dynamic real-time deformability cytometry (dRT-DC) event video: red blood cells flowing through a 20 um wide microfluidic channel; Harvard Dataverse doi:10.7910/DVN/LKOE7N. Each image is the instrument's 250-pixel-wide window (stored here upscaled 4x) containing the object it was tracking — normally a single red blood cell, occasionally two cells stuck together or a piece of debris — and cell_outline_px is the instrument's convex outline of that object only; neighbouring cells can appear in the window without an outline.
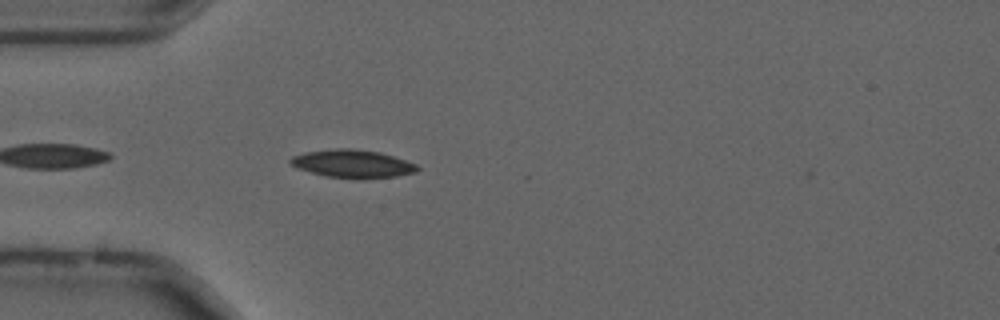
{"species": "common noctule bat (a hibernating species)", "species_latin": "Nyctalus noctula", "temperature_condition": "cold", "stored_images_in_passage": 42, "camera_frame_rate_fps": 3000, "um_per_image_px": 0.085, "animal": {"sex": "male", "forearm_length_mm": 52.5}, "frame": {"image": 1, "passage_image": 3, "time_ms": 0.667, "image_size_px": [1000, 320], "cell_outline_px": [[420, 168], [416, 172], [396, 176], [360, 180], [324, 176], [288, 164], [288, 160], [292, 156], [304, 152], [332, 148], [352, 148], [380, 152], [416, 164]], "centroid_in_image_um": [29.94, 13.92], "position_along_channel_um": 55.1, "area_um2": 20.98}}
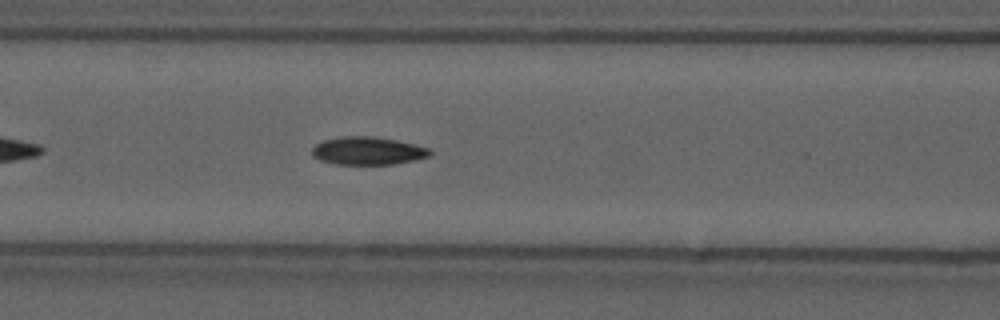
{"frame": {"image": 2, "passage_image": 10, "time_ms": 3.0, "image_size_px": [1000, 320], "cell_outline_px": [[432, 152], [428, 156], [412, 160], [392, 164], [336, 164], [320, 160], [312, 156], [312, 148], [316, 144], [324, 140], [344, 136], [372, 136], [396, 140], [428, 148]], "centroid_in_image_um": [31.21, 12.82], "position_along_channel_um": 135.4, "area_um2": 18.9}}
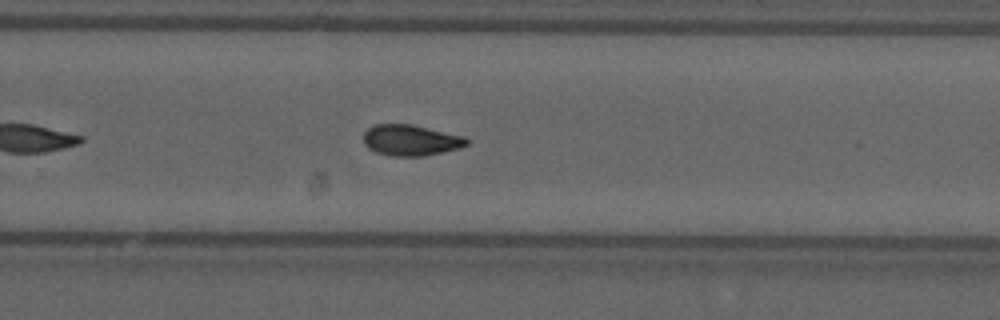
{"frame": {"image": 3, "passage_image": 23, "time_ms": 7.333, "image_size_px": [1000, 320], "cell_outline_px": [[472, 140], [468, 144], [460, 148], [444, 152], [424, 156], [392, 156], [376, 152], [368, 148], [364, 144], [364, 132], [368, 128], [376, 124], [408, 124], [464, 136]], "centroid_in_image_um": [34.93, 11.93], "position_along_channel_um": 294.9, "area_um2": 18.61}, "authors_computed_cell_mechanics": {"area_um2": 18.4671, "velocity_mm_per_s": 3.6993, "shape_relaxation_time_tau1_ms": 6.2358, "shape_relaxation_time_tau2_ms": 5.7385, "deformation_change_tau1": 0.1297, "deformation_change_tau2": 0.106}}